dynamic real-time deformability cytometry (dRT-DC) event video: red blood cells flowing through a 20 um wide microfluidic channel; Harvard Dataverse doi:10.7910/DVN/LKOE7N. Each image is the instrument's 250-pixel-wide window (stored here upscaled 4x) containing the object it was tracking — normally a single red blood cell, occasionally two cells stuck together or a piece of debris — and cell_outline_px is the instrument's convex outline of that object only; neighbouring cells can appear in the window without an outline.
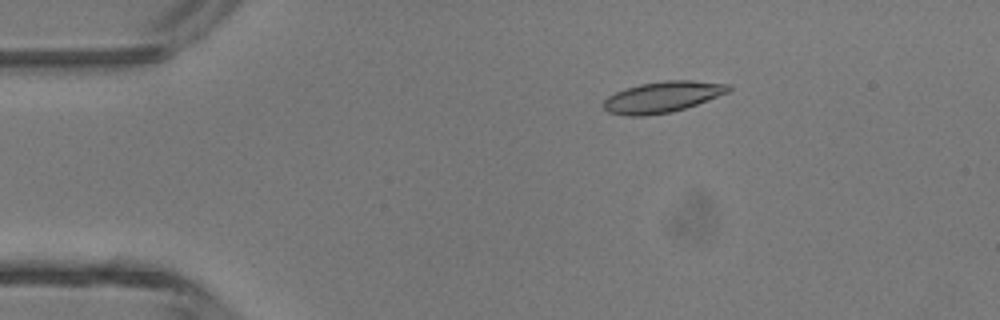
{"species": "common noctule bat (a hibernating species)", "species_latin": "Nyctalus noctula", "temperature_condition": "room temperature", "stored_images_in_passage": 5, "camera_frame_rate_fps": 3000, "um_per_image_px": 0.085, "animal": {"sex": "male", "body_mass_g": 13.3}, "frame": {"image": 1, "passage_image": 3, "time_ms": 0.667, "image_size_px": [1000, 320], "cell_outline_px": [[732, 88], [728, 92], [696, 104], [672, 112], [644, 116], [628, 116], [608, 112], [604, 108], [604, 100], [608, 96], [624, 88], [640, 84], [664, 80], [692, 80], [728, 84]], "centroid_in_image_um": [56.28, 8.24], "position_along_channel_um": 28.7, "area_um2": 22.48}}
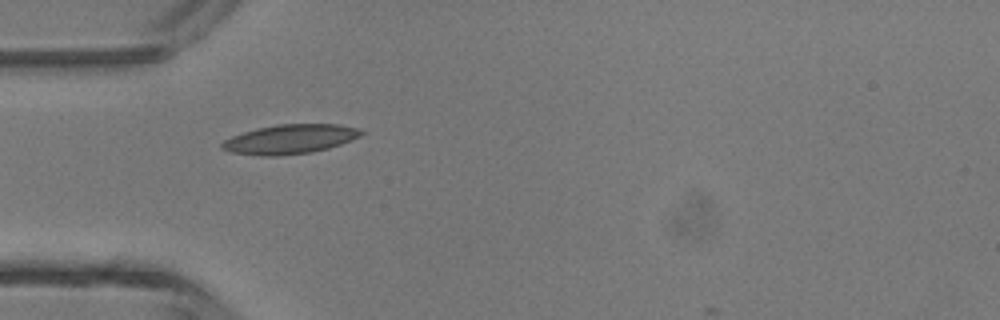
{"frame": {"image": 2, "passage_image": 4, "time_ms": 1.0, "image_size_px": [1000, 320], "cell_outline_px": [[364, 132], [360, 136], [352, 140], [328, 148], [312, 152], [276, 156], [264, 156], [232, 152], [220, 148], [220, 144], [224, 140], [232, 136], [256, 128], [276, 124], [340, 124], [356, 128]], "centroid_in_image_um": [24.63, 11.82], "position_along_channel_um": 60.4, "area_um2": 23.76}}
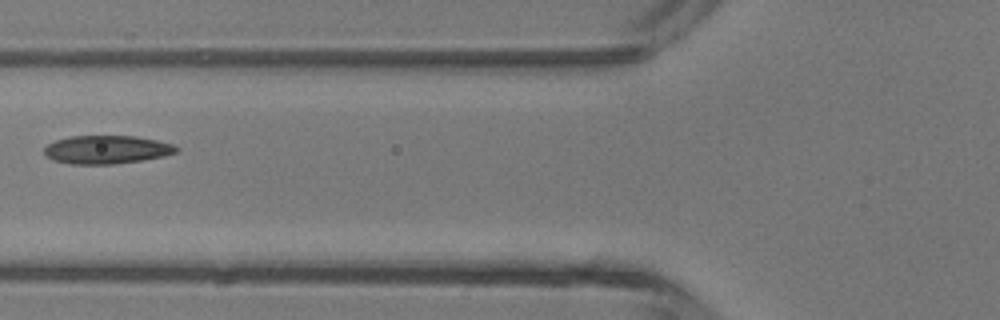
{"frame": {"image": 3, "passage_image": 5, "time_ms": 1.333, "image_size_px": [1000, 320], "cell_outline_px": [[180, 148], [176, 152], [164, 156], [140, 160], [112, 164], [72, 164], [52, 160], [44, 156], [44, 148], [48, 144], [56, 140], [72, 136], [136, 136], [176, 144]], "centroid_in_image_um": [9.07, 12.71], "position_along_channel_um": 116.7, "area_um2": 21.85}}